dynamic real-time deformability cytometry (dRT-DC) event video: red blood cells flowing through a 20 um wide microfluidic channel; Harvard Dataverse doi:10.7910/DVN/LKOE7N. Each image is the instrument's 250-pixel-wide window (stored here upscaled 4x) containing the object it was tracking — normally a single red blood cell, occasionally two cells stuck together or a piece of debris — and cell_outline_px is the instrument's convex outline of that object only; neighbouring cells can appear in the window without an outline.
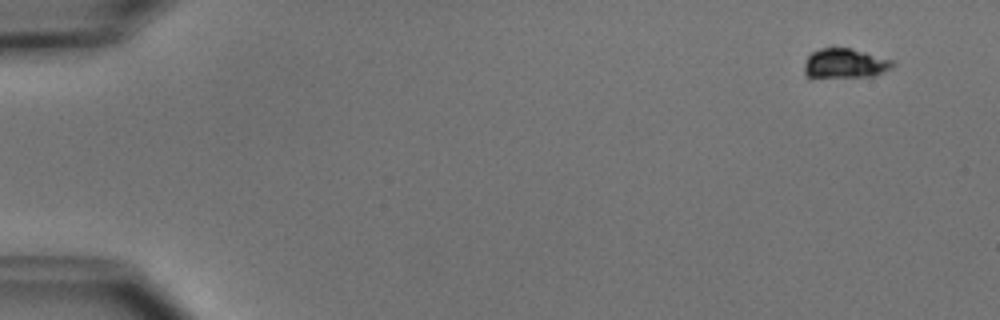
{"species": "common noctule bat (a hibernating species)", "species_latin": "Nyctalus noctula", "temperature_condition": "cold", "stored_images_in_passage": 8, "camera_frame_rate_fps": 3000, "um_per_image_px": 0.085, "animal": {"sex": "male", "body_mass_g": 15.6}, "frame": {"image": 1, "passage_image": 1, "time_ms": 0.0, "image_size_px": [1000, 320], "cell_outline_px": [[896, 64], [892, 68], [872, 76], [812, 80], [804, 76], [804, 64], [808, 56], [812, 52], [820, 48], [832, 44], [864, 52], [892, 60]], "centroid_in_image_um": [71.71, 5.41], "position_along_channel_um": 13.3, "area_um2": 16.24}}
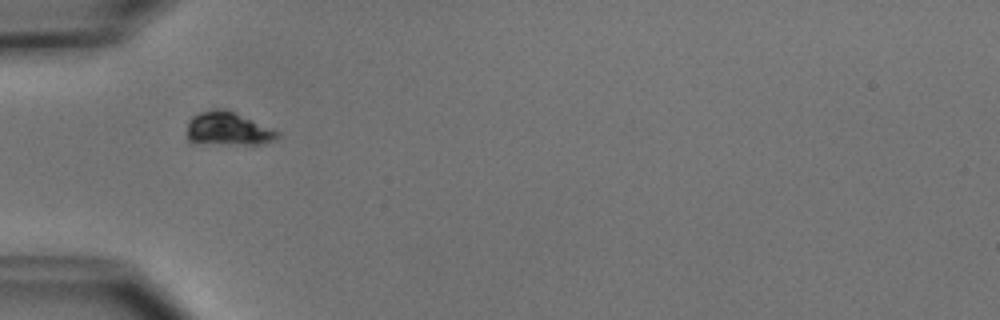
{"frame": {"image": 2, "passage_image": 5, "time_ms": 4.667, "image_size_px": [1000, 320], "cell_outline_px": [[280, 136], [272, 140], [260, 144], [244, 144], [188, 140], [188, 120], [192, 116], [200, 112], [216, 108], [224, 108], [280, 132]], "centroid_in_image_um": [19.39, 10.91], "position_along_channel_um": 65.6, "area_um2": 16.88}}
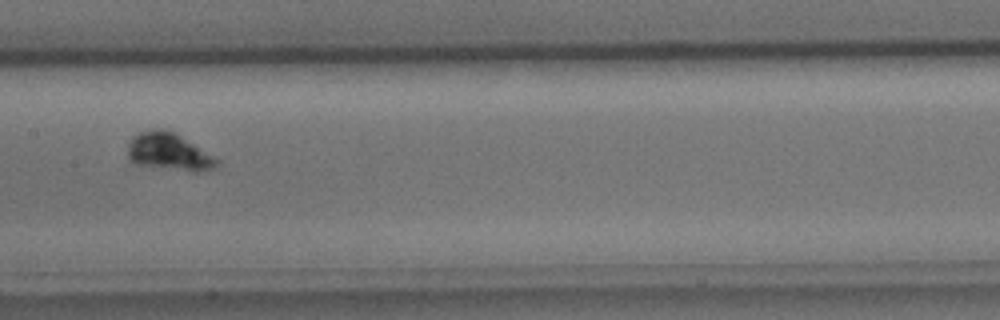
{"frame": {"image": 3, "passage_image": 8, "time_ms": 8.0, "image_size_px": [1000, 320], "cell_outline_px": [[220, 164], [212, 168], [196, 172], [192, 172], [132, 164], [128, 160], [128, 144], [132, 136], [140, 132], [160, 128], [176, 132], [220, 160]], "centroid_in_image_um": [14.34, 12.91], "position_along_channel_um": 193.1, "area_um2": 19.71}}